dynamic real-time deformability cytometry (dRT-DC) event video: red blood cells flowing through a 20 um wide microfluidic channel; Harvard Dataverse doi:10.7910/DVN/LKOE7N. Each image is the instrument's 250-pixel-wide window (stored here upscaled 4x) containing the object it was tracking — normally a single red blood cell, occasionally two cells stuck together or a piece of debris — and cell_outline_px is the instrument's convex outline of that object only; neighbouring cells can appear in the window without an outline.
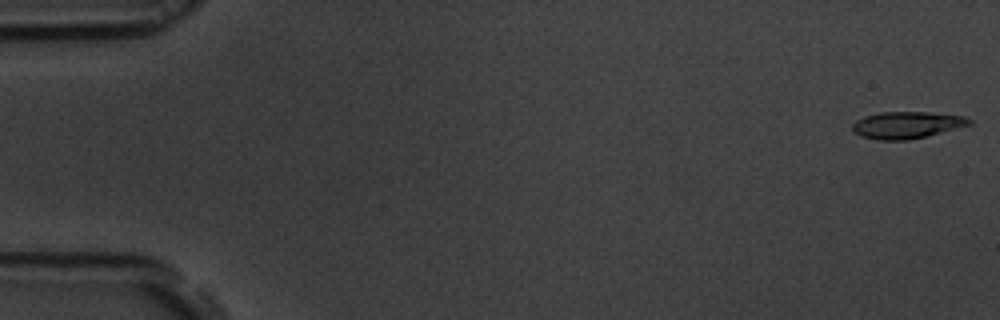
{"species": "common noctule bat (a hibernating species)", "species_latin": "Nyctalus noctula", "temperature_condition": "room temperature", "stored_images_in_passage": 54, "camera_frame_rate_fps": 3000, "um_per_image_px": 0.085, "animal": {"sex": "male", "body_mass_g": 19.5, "forearm_length_mm": 54.6}, "frame": {"image": 1, "passage_image": 1, "time_ms": 0.0, "image_size_px": [1000, 320], "cell_outline_px": [[972, 124], [908, 140], [880, 140], [864, 136], [852, 132], [852, 124], [856, 120], [864, 116], [880, 112], [928, 112], [964, 116], [972, 120]], "centroid_in_image_um": [77.05, 10.61], "position_along_channel_um": 8.0, "area_um2": 18.09}}
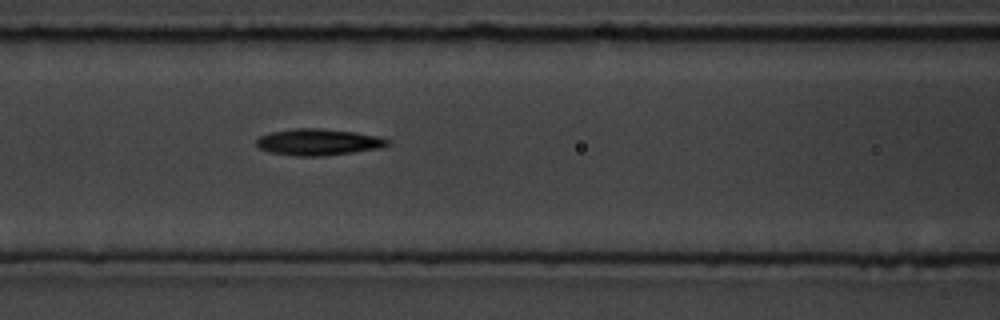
{"frame": {"image": 2, "passage_image": 23, "time_ms": 7.333, "image_size_px": [1000, 320], "cell_outline_px": [[392, 144], [380, 148], [324, 156], [296, 156], [268, 152], [260, 148], [256, 144], [256, 140], [260, 136], [272, 132], [296, 128], [320, 128], [356, 132], [380, 136], [392, 140]], "centroid_in_image_um": [27.11, 12.07], "position_along_channel_um": 139.5, "area_um2": 20.4}}
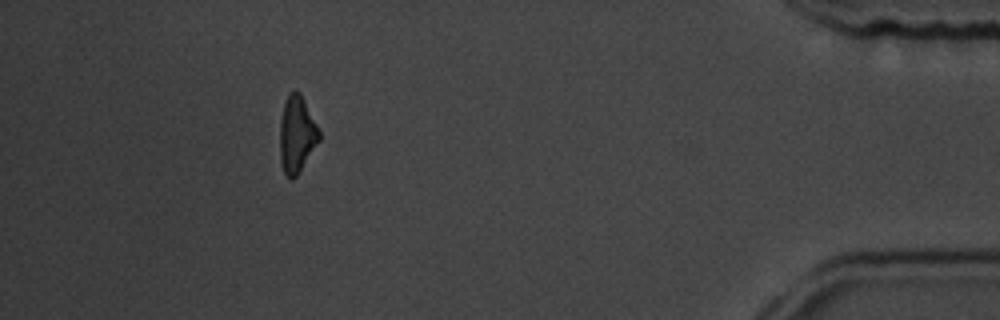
{"frame": {"image": 3, "passage_image": 49, "time_ms": 16.0, "image_size_px": [1000, 320], "cell_outline_px": [[320, 140], [296, 176], [292, 180], [284, 172], [280, 160], [280, 120], [284, 104], [288, 96], [296, 88], [300, 92], [320, 132]], "centroid_in_image_um": [25.22, 11.42], "position_along_channel_um": 410.0, "area_um2": 17.28}, "authors_computed_cell_mechanics": {"area_um2": 18.785, "velocity_mm_per_s": 3.7841, "shape_relaxation_time_tau1_ms": 2.1219, "shape_relaxation_time_tau2_ms": 9.4908, "deformation_change_tau1": 0.1505, "deformation_change_tau2": 0.2448}}